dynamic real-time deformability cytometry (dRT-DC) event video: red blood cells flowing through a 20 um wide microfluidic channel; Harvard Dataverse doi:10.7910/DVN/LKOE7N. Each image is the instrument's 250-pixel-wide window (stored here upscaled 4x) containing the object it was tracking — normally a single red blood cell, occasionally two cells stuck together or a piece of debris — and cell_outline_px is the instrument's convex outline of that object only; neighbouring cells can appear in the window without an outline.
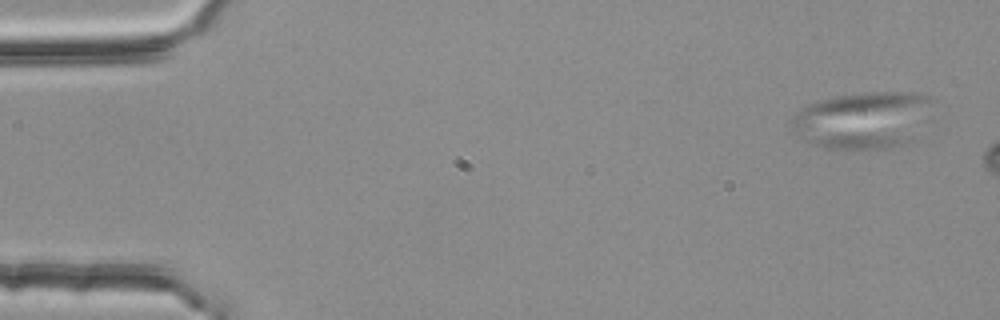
{"species": "common noctule bat (a hibernating species)", "species_latin": "Nyctalus noctula", "temperature_condition": "room temperature", "stored_images_in_passage": 4, "camera_frame_rate_fps": 3000, "um_per_image_px": 0.085, "animal": {"sex": "female", "body_mass_g": 25.1}, "frame": {"image": 1, "passage_image": 1, "time_ms": 0.0, "image_size_px": [1000, 320], "cell_outline_px": [[936, 100], [916, 140], [912, 144], [888, 148], [852, 152], [824, 148], [812, 144], [796, 136], [792, 132], [792, 116], [800, 108], [816, 100], [832, 96], [864, 92], [924, 92], [932, 96]], "centroid_in_image_um": [73.4, 10.23], "position_along_channel_um": 11.6, "area_um2": 49.13}}